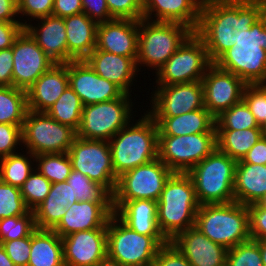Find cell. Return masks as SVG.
Masks as SVG:
<instances>
[{
  "mask_svg": "<svg viewBox=\"0 0 266 266\" xmlns=\"http://www.w3.org/2000/svg\"><path fill=\"white\" fill-rule=\"evenodd\" d=\"M67 154L73 170L81 172L114 193L118 177L112 165L109 141L88 140L76 136Z\"/></svg>",
  "mask_w": 266,
  "mask_h": 266,
  "instance_id": "14",
  "label": "cell"
},
{
  "mask_svg": "<svg viewBox=\"0 0 266 266\" xmlns=\"http://www.w3.org/2000/svg\"><path fill=\"white\" fill-rule=\"evenodd\" d=\"M18 15L40 19L52 15L54 0H17Z\"/></svg>",
  "mask_w": 266,
  "mask_h": 266,
  "instance_id": "50",
  "label": "cell"
},
{
  "mask_svg": "<svg viewBox=\"0 0 266 266\" xmlns=\"http://www.w3.org/2000/svg\"><path fill=\"white\" fill-rule=\"evenodd\" d=\"M192 33L180 23L142 18L138 21L137 67L144 64L158 71Z\"/></svg>",
  "mask_w": 266,
  "mask_h": 266,
  "instance_id": "6",
  "label": "cell"
},
{
  "mask_svg": "<svg viewBox=\"0 0 266 266\" xmlns=\"http://www.w3.org/2000/svg\"><path fill=\"white\" fill-rule=\"evenodd\" d=\"M13 50L12 47L0 50V86H12Z\"/></svg>",
  "mask_w": 266,
  "mask_h": 266,
  "instance_id": "54",
  "label": "cell"
},
{
  "mask_svg": "<svg viewBox=\"0 0 266 266\" xmlns=\"http://www.w3.org/2000/svg\"><path fill=\"white\" fill-rule=\"evenodd\" d=\"M168 242L164 236L131 230L115 214L107 223V256L124 266H152L159 249Z\"/></svg>",
  "mask_w": 266,
  "mask_h": 266,
  "instance_id": "7",
  "label": "cell"
},
{
  "mask_svg": "<svg viewBox=\"0 0 266 266\" xmlns=\"http://www.w3.org/2000/svg\"><path fill=\"white\" fill-rule=\"evenodd\" d=\"M0 266H15L14 263L10 260L4 247L0 244Z\"/></svg>",
  "mask_w": 266,
  "mask_h": 266,
  "instance_id": "58",
  "label": "cell"
},
{
  "mask_svg": "<svg viewBox=\"0 0 266 266\" xmlns=\"http://www.w3.org/2000/svg\"><path fill=\"white\" fill-rule=\"evenodd\" d=\"M27 108V92L14 86H0V123L23 125Z\"/></svg>",
  "mask_w": 266,
  "mask_h": 266,
  "instance_id": "34",
  "label": "cell"
},
{
  "mask_svg": "<svg viewBox=\"0 0 266 266\" xmlns=\"http://www.w3.org/2000/svg\"><path fill=\"white\" fill-rule=\"evenodd\" d=\"M152 266H191V264L171 242H168L159 249Z\"/></svg>",
  "mask_w": 266,
  "mask_h": 266,
  "instance_id": "51",
  "label": "cell"
},
{
  "mask_svg": "<svg viewBox=\"0 0 266 266\" xmlns=\"http://www.w3.org/2000/svg\"><path fill=\"white\" fill-rule=\"evenodd\" d=\"M226 266H263L259 240H248L228 249Z\"/></svg>",
  "mask_w": 266,
  "mask_h": 266,
  "instance_id": "43",
  "label": "cell"
},
{
  "mask_svg": "<svg viewBox=\"0 0 266 266\" xmlns=\"http://www.w3.org/2000/svg\"><path fill=\"white\" fill-rule=\"evenodd\" d=\"M136 59L95 48L85 61L100 77L113 82L124 93L130 94L129 87H132L134 76L140 70Z\"/></svg>",
  "mask_w": 266,
  "mask_h": 266,
  "instance_id": "26",
  "label": "cell"
},
{
  "mask_svg": "<svg viewBox=\"0 0 266 266\" xmlns=\"http://www.w3.org/2000/svg\"><path fill=\"white\" fill-rule=\"evenodd\" d=\"M106 3L113 19L143 18V0H106Z\"/></svg>",
  "mask_w": 266,
  "mask_h": 266,
  "instance_id": "46",
  "label": "cell"
},
{
  "mask_svg": "<svg viewBox=\"0 0 266 266\" xmlns=\"http://www.w3.org/2000/svg\"><path fill=\"white\" fill-rule=\"evenodd\" d=\"M249 234L252 240L266 239V207L258 203L248 205Z\"/></svg>",
  "mask_w": 266,
  "mask_h": 266,
  "instance_id": "49",
  "label": "cell"
},
{
  "mask_svg": "<svg viewBox=\"0 0 266 266\" xmlns=\"http://www.w3.org/2000/svg\"><path fill=\"white\" fill-rule=\"evenodd\" d=\"M12 86L27 91L55 62L24 29L14 41Z\"/></svg>",
  "mask_w": 266,
  "mask_h": 266,
  "instance_id": "16",
  "label": "cell"
},
{
  "mask_svg": "<svg viewBox=\"0 0 266 266\" xmlns=\"http://www.w3.org/2000/svg\"><path fill=\"white\" fill-rule=\"evenodd\" d=\"M95 48L116 55L137 58L138 21L113 19L99 23Z\"/></svg>",
  "mask_w": 266,
  "mask_h": 266,
  "instance_id": "22",
  "label": "cell"
},
{
  "mask_svg": "<svg viewBox=\"0 0 266 266\" xmlns=\"http://www.w3.org/2000/svg\"><path fill=\"white\" fill-rule=\"evenodd\" d=\"M32 159L21 153L0 158V179L14 187L21 188L24 181L34 171L31 166Z\"/></svg>",
  "mask_w": 266,
  "mask_h": 266,
  "instance_id": "37",
  "label": "cell"
},
{
  "mask_svg": "<svg viewBox=\"0 0 266 266\" xmlns=\"http://www.w3.org/2000/svg\"><path fill=\"white\" fill-rule=\"evenodd\" d=\"M266 13V0H237L235 31H246Z\"/></svg>",
  "mask_w": 266,
  "mask_h": 266,
  "instance_id": "44",
  "label": "cell"
},
{
  "mask_svg": "<svg viewBox=\"0 0 266 266\" xmlns=\"http://www.w3.org/2000/svg\"><path fill=\"white\" fill-rule=\"evenodd\" d=\"M67 182L71 186L72 202L113 203V194L104 185L81 172L72 169Z\"/></svg>",
  "mask_w": 266,
  "mask_h": 266,
  "instance_id": "35",
  "label": "cell"
},
{
  "mask_svg": "<svg viewBox=\"0 0 266 266\" xmlns=\"http://www.w3.org/2000/svg\"><path fill=\"white\" fill-rule=\"evenodd\" d=\"M234 43L214 64L246 84H266V13L251 29L235 31Z\"/></svg>",
  "mask_w": 266,
  "mask_h": 266,
  "instance_id": "1",
  "label": "cell"
},
{
  "mask_svg": "<svg viewBox=\"0 0 266 266\" xmlns=\"http://www.w3.org/2000/svg\"><path fill=\"white\" fill-rule=\"evenodd\" d=\"M39 20L41 21V25L39 23L37 27L36 25L33 27L32 24L24 21V29L55 64H67L71 62L68 59L64 18L50 15Z\"/></svg>",
  "mask_w": 266,
  "mask_h": 266,
  "instance_id": "25",
  "label": "cell"
},
{
  "mask_svg": "<svg viewBox=\"0 0 266 266\" xmlns=\"http://www.w3.org/2000/svg\"><path fill=\"white\" fill-rule=\"evenodd\" d=\"M261 137V128L216 130L217 149L240 161Z\"/></svg>",
  "mask_w": 266,
  "mask_h": 266,
  "instance_id": "33",
  "label": "cell"
},
{
  "mask_svg": "<svg viewBox=\"0 0 266 266\" xmlns=\"http://www.w3.org/2000/svg\"><path fill=\"white\" fill-rule=\"evenodd\" d=\"M66 27L68 59L70 61L85 60L96 47L98 23L85 13L64 18Z\"/></svg>",
  "mask_w": 266,
  "mask_h": 266,
  "instance_id": "27",
  "label": "cell"
},
{
  "mask_svg": "<svg viewBox=\"0 0 266 266\" xmlns=\"http://www.w3.org/2000/svg\"><path fill=\"white\" fill-rule=\"evenodd\" d=\"M15 266H28L31 251V234L28 237L0 242Z\"/></svg>",
  "mask_w": 266,
  "mask_h": 266,
  "instance_id": "47",
  "label": "cell"
},
{
  "mask_svg": "<svg viewBox=\"0 0 266 266\" xmlns=\"http://www.w3.org/2000/svg\"><path fill=\"white\" fill-rule=\"evenodd\" d=\"M243 100L261 126L266 120V84H247Z\"/></svg>",
  "mask_w": 266,
  "mask_h": 266,
  "instance_id": "45",
  "label": "cell"
},
{
  "mask_svg": "<svg viewBox=\"0 0 266 266\" xmlns=\"http://www.w3.org/2000/svg\"><path fill=\"white\" fill-rule=\"evenodd\" d=\"M200 204L193 181L187 173H173L157 201V224L170 242L177 234L195 226Z\"/></svg>",
  "mask_w": 266,
  "mask_h": 266,
  "instance_id": "2",
  "label": "cell"
},
{
  "mask_svg": "<svg viewBox=\"0 0 266 266\" xmlns=\"http://www.w3.org/2000/svg\"><path fill=\"white\" fill-rule=\"evenodd\" d=\"M131 94L120 98L83 106L76 136L88 140L109 141L131 121Z\"/></svg>",
  "mask_w": 266,
  "mask_h": 266,
  "instance_id": "10",
  "label": "cell"
},
{
  "mask_svg": "<svg viewBox=\"0 0 266 266\" xmlns=\"http://www.w3.org/2000/svg\"><path fill=\"white\" fill-rule=\"evenodd\" d=\"M205 108L216 118L243 99L247 85L237 75L218 68L214 63L202 78Z\"/></svg>",
  "mask_w": 266,
  "mask_h": 266,
  "instance_id": "17",
  "label": "cell"
},
{
  "mask_svg": "<svg viewBox=\"0 0 266 266\" xmlns=\"http://www.w3.org/2000/svg\"><path fill=\"white\" fill-rule=\"evenodd\" d=\"M210 61L203 41L193 32L156 72L158 85L202 81Z\"/></svg>",
  "mask_w": 266,
  "mask_h": 266,
  "instance_id": "12",
  "label": "cell"
},
{
  "mask_svg": "<svg viewBox=\"0 0 266 266\" xmlns=\"http://www.w3.org/2000/svg\"><path fill=\"white\" fill-rule=\"evenodd\" d=\"M76 131L55 121L46 112L28 110L22 126V143L32 159L39 154L67 153Z\"/></svg>",
  "mask_w": 266,
  "mask_h": 266,
  "instance_id": "9",
  "label": "cell"
},
{
  "mask_svg": "<svg viewBox=\"0 0 266 266\" xmlns=\"http://www.w3.org/2000/svg\"><path fill=\"white\" fill-rule=\"evenodd\" d=\"M113 214V203L78 201L67 207L66 213L53 231L63 238L78 231L107 229V223Z\"/></svg>",
  "mask_w": 266,
  "mask_h": 266,
  "instance_id": "21",
  "label": "cell"
},
{
  "mask_svg": "<svg viewBox=\"0 0 266 266\" xmlns=\"http://www.w3.org/2000/svg\"><path fill=\"white\" fill-rule=\"evenodd\" d=\"M23 30V22L0 21V50L11 48Z\"/></svg>",
  "mask_w": 266,
  "mask_h": 266,
  "instance_id": "53",
  "label": "cell"
},
{
  "mask_svg": "<svg viewBox=\"0 0 266 266\" xmlns=\"http://www.w3.org/2000/svg\"><path fill=\"white\" fill-rule=\"evenodd\" d=\"M68 86V63L54 64L26 91L28 110L47 112Z\"/></svg>",
  "mask_w": 266,
  "mask_h": 266,
  "instance_id": "24",
  "label": "cell"
},
{
  "mask_svg": "<svg viewBox=\"0 0 266 266\" xmlns=\"http://www.w3.org/2000/svg\"><path fill=\"white\" fill-rule=\"evenodd\" d=\"M216 148V133L158 136V158L173 173H188Z\"/></svg>",
  "mask_w": 266,
  "mask_h": 266,
  "instance_id": "13",
  "label": "cell"
},
{
  "mask_svg": "<svg viewBox=\"0 0 266 266\" xmlns=\"http://www.w3.org/2000/svg\"><path fill=\"white\" fill-rule=\"evenodd\" d=\"M62 242L66 266H96L107 256V229L74 232Z\"/></svg>",
  "mask_w": 266,
  "mask_h": 266,
  "instance_id": "19",
  "label": "cell"
},
{
  "mask_svg": "<svg viewBox=\"0 0 266 266\" xmlns=\"http://www.w3.org/2000/svg\"><path fill=\"white\" fill-rule=\"evenodd\" d=\"M74 203L71 186L67 181L53 183L45 200L33 210L36 228L53 230L67 207Z\"/></svg>",
  "mask_w": 266,
  "mask_h": 266,
  "instance_id": "30",
  "label": "cell"
},
{
  "mask_svg": "<svg viewBox=\"0 0 266 266\" xmlns=\"http://www.w3.org/2000/svg\"><path fill=\"white\" fill-rule=\"evenodd\" d=\"M216 130H242L260 128L254 115L242 99L215 118Z\"/></svg>",
  "mask_w": 266,
  "mask_h": 266,
  "instance_id": "39",
  "label": "cell"
},
{
  "mask_svg": "<svg viewBox=\"0 0 266 266\" xmlns=\"http://www.w3.org/2000/svg\"><path fill=\"white\" fill-rule=\"evenodd\" d=\"M22 126L0 123V158L17 153L15 149L22 143Z\"/></svg>",
  "mask_w": 266,
  "mask_h": 266,
  "instance_id": "48",
  "label": "cell"
},
{
  "mask_svg": "<svg viewBox=\"0 0 266 266\" xmlns=\"http://www.w3.org/2000/svg\"><path fill=\"white\" fill-rule=\"evenodd\" d=\"M96 266H124L117 260L111 259L110 257H104Z\"/></svg>",
  "mask_w": 266,
  "mask_h": 266,
  "instance_id": "59",
  "label": "cell"
},
{
  "mask_svg": "<svg viewBox=\"0 0 266 266\" xmlns=\"http://www.w3.org/2000/svg\"><path fill=\"white\" fill-rule=\"evenodd\" d=\"M30 211L21 196V189L0 179V219L24 216Z\"/></svg>",
  "mask_w": 266,
  "mask_h": 266,
  "instance_id": "42",
  "label": "cell"
},
{
  "mask_svg": "<svg viewBox=\"0 0 266 266\" xmlns=\"http://www.w3.org/2000/svg\"><path fill=\"white\" fill-rule=\"evenodd\" d=\"M258 204L262 207H266V194L258 201Z\"/></svg>",
  "mask_w": 266,
  "mask_h": 266,
  "instance_id": "61",
  "label": "cell"
},
{
  "mask_svg": "<svg viewBox=\"0 0 266 266\" xmlns=\"http://www.w3.org/2000/svg\"><path fill=\"white\" fill-rule=\"evenodd\" d=\"M152 100L151 117H175L205 108L201 81L173 85H157Z\"/></svg>",
  "mask_w": 266,
  "mask_h": 266,
  "instance_id": "15",
  "label": "cell"
},
{
  "mask_svg": "<svg viewBox=\"0 0 266 266\" xmlns=\"http://www.w3.org/2000/svg\"><path fill=\"white\" fill-rule=\"evenodd\" d=\"M38 170L52 184L67 181L72 163L67 153L39 154L34 156Z\"/></svg>",
  "mask_w": 266,
  "mask_h": 266,
  "instance_id": "38",
  "label": "cell"
},
{
  "mask_svg": "<svg viewBox=\"0 0 266 266\" xmlns=\"http://www.w3.org/2000/svg\"><path fill=\"white\" fill-rule=\"evenodd\" d=\"M170 242L191 266H226L228 249L209 240L195 226L180 232Z\"/></svg>",
  "mask_w": 266,
  "mask_h": 266,
  "instance_id": "20",
  "label": "cell"
},
{
  "mask_svg": "<svg viewBox=\"0 0 266 266\" xmlns=\"http://www.w3.org/2000/svg\"><path fill=\"white\" fill-rule=\"evenodd\" d=\"M68 80L83 106L111 101L124 94L113 82L100 77L85 60L68 63Z\"/></svg>",
  "mask_w": 266,
  "mask_h": 266,
  "instance_id": "18",
  "label": "cell"
},
{
  "mask_svg": "<svg viewBox=\"0 0 266 266\" xmlns=\"http://www.w3.org/2000/svg\"><path fill=\"white\" fill-rule=\"evenodd\" d=\"M195 227L226 249L251 239L248 206L235 201L200 205Z\"/></svg>",
  "mask_w": 266,
  "mask_h": 266,
  "instance_id": "4",
  "label": "cell"
},
{
  "mask_svg": "<svg viewBox=\"0 0 266 266\" xmlns=\"http://www.w3.org/2000/svg\"><path fill=\"white\" fill-rule=\"evenodd\" d=\"M114 214L131 230L146 236H163L157 224V201L130 200Z\"/></svg>",
  "mask_w": 266,
  "mask_h": 266,
  "instance_id": "29",
  "label": "cell"
},
{
  "mask_svg": "<svg viewBox=\"0 0 266 266\" xmlns=\"http://www.w3.org/2000/svg\"><path fill=\"white\" fill-rule=\"evenodd\" d=\"M82 7L83 13L98 24L113 20L106 0H82Z\"/></svg>",
  "mask_w": 266,
  "mask_h": 266,
  "instance_id": "52",
  "label": "cell"
},
{
  "mask_svg": "<svg viewBox=\"0 0 266 266\" xmlns=\"http://www.w3.org/2000/svg\"><path fill=\"white\" fill-rule=\"evenodd\" d=\"M129 125L109 140L117 177L158 158V128L154 119L144 113L137 123Z\"/></svg>",
  "mask_w": 266,
  "mask_h": 266,
  "instance_id": "3",
  "label": "cell"
},
{
  "mask_svg": "<svg viewBox=\"0 0 266 266\" xmlns=\"http://www.w3.org/2000/svg\"><path fill=\"white\" fill-rule=\"evenodd\" d=\"M236 24L237 0L204 2L199 24L194 33L203 41L212 63L234 46Z\"/></svg>",
  "mask_w": 266,
  "mask_h": 266,
  "instance_id": "8",
  "label": "cell"
},
{
  "mask_svg": "<svg viewBox=\"0 0 266 266\" xmlns=\"http://www.w3.org/2000/svg\"><path fill=\"white\" fill-rule=\"evenodd\" d=\"M173 172L159 159L121 174L113 193L114 212L126 201H158L164 185Z\"/></svg>",
  "mask_w": 266,
  "mask_h": 266,
  "instance_id": "11",
  "label": "cell"
},
{
  "mask_svg": "<svg viewBox=\"0 0 266 266\" xmlns=\"http://www.w3.org/2000/svg\"><path fill=\"white\" fill-rule=\"evenodd\" d=\"M259 249L261 253L263 266H266V239L259 240Z\"/></svg>",
  "mask_w": 266,
  "mask_h": 266,
  "instance_id": "60",
  "label": "cell"
},
{
  "mask_svg": "<svg viewBox=\"0 0 266 266\" xmlns=\"http://www.w3.org/2000/svg\"><path fill=\"white\" fill-rule=\"evenodd\" d=\"M262 131V136L266 138V120L265 122L260 126Z\"/></svg>",
  "mask_w": 266,
  "mask_h": 266,
  "instance_id": "62",
  "label": "cell"
},
{
  "mask_svg": "<svg viewBox=\"0 0 266 266\" xmlns=\"http://www.w3.org/2000/svg\"><path fill=\"white\" fill-rule=\"evenodd\" d=\"M83 104L79 96L68 86L58 100L46 112L55 121L78 130Z\"/></svg>",
  "mask_w": 266,
  "mask_h": 266,
  "instance_id": "36",
  "label": "cell"
},
{
  "mask_svg": "<svg viewBox=\"0 0 266 266\" xmlns=\"http://www.w3.org/2000/svg\"><path fill=\"white\" fill-rule=\"evenodd\" d=\"M63 242L53 230L36 228L31 233L28 266H64Z\"/></svg>",
  "mask_w": 266,
  "mask_h": 266,
  "instance_id": "32",
  "label": "cell"
},
{
  "mask_svg": "<svg viewBox=\"0 0 266 266\" xmlns=\"http://www.w3.org/2000/svg\"><path fill=\"white\" fill-rule=\"evenodd\" d=\"M35 229L33 211L24 216L0 219V242L28 237Z\"/></svg>",
  "mask_w": 266,
  "mask_h": 266,
  "instance_id": "40",
  "label": "cell"
},
{
  "mask_svg": "<svg viewBox=\"0 0 266 266\" xmlns=\"http://www.w3.org/2000/svg\"><path fill=\"white\" fill-rule=\"evenodd\" d=\"M266 194V165L237 163L234 180L235 202L258 203Z\"/></svg>",
  "mask_w": 266,
  "mask_h": 266,
  "instance_id": "31",
  "label": "cell"
},
{
  "mask_svg": "<svg viewBox=\"0 0 266 266\" xmlns=\"http://www.w3.org/2000/svg\"><path fill=\"white\" fill-rule=\"evenodd\" d=\"M18 15L17 0H0V21L21 22L15 19Z\"/></svg>",
  "mask_w": 266,
  "mask_h": 266,
  "instance_id": "57",
  "label": "cell"
},
{
  "mask_svg": "<svg viewBox=\"0 0 266 266\" xmlns=\"http://www.w3.org/2000/svg\"><path fill=\"white\" fill-rule=\"evenodd\" d=\"M206 1L208 0H143V18L158 22L180 23L195 32ZM152 13H154L153 18H151Z\"/></svg>",
  "mask_w": 266,
  "mask_h": 266,
  "instance_id": "23",
  "label": "cell"
},
{
  "mask_svg": "<svg viewBox=\"0 0 266 266\" xmlns=\"http://www.w3.org/2000/svg\"><path fill=\"white\" fill-rule=\"evenodd\" d=\"M158 136H180L198 133H216L215 118L206 109L193 110L175 117H152Z\"/></svg>",
  "mask_w": 266,
  "mask_h": 266,
  "instance_id": "28",
  "label": "cell"
},
{
  "mask_svg": "<svg viewBox=\"0 0 266 266\" xmlns=\"http://www.w3.org/2000/svg\"><path fill=\"white\" fill-rule=\"evenodd\" d=\"M83 13L82 0H54L53 16L65 18Z\"/></svg>",
  "mask_w": 266,
  "mask_h": 266,
  "instance_id": "55",
  "label": "cell"
},
{
  "mask_svg": "<svg viewBox=\"0 0 266 266\" xmlns=\"http://www.w3.org/2000/svg\"><path fill=\"white\" fill-rule=\"evenodd\" d=\"M236 165V160L216 148L187 173L193 181L200 205L235 201Z\"/></svg>",
  "mask_w": 266,
  "mask_h": 266,
  "instance_id": "5",
  "label": "cell"
},
{
  "mask_svg": "<svg viewBox=\"0 0 266 266\" xmlns=\"http://www.w3.org/2000/svg\"><path fill=\"white\" fill-rule=\"evenodd\" d=\"M52 183L38 170L30 174L24 181L21 189V196L26 206L33 211L47 197Z\"/></svg>",
  "mask_w": 266,
  "mask_h": 266,
  "instance_id": "41",
  "label": "cell"
},
{
  "mask_svg": "<svg viewBox=\"0 0 266 266\" xmlns=\"http://www.w3.org/2000/svg\"><path fill=\"white\" fill-rule=\"evenodd\" d=\"M237 163L266 165V138L262 136L244 158Z\"/></svg>",
  "mask_w": 266,
  "mask_h": 266,
  "instance_id": "56",
  "label": "cell"
}]
</instances>
